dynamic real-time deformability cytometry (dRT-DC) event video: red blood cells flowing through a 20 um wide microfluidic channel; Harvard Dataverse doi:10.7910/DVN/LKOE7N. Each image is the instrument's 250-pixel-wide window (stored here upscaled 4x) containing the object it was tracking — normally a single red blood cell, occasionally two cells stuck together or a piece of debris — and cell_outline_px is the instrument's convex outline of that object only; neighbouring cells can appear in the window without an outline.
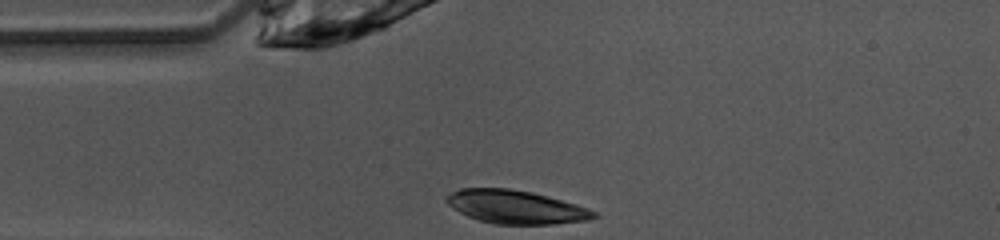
{"species": "common noctule bat (a hibernating species)", "species_latin": "Nyctalus noctula", "temperature_condition": "warm", "stored_images_in_passage": 38, "camera_frame_rate_fps": 3000, "um_per_image_px": 0.085, "animal": {"sex": "female", "body_mass_g": 10.0, "forearm_length_mm": 53.1}, "frame": {"image": 1, "passage_image": 1, "time_ms": 0.0, "image_size_px": [1000, 240], "cell_outline_px": [[600, 216], [588, 220], [552, 224], [496, 224], [480, 220], [468, 216], [452, 208], [444, 200], [444, 196], [460, 188], [508, 188], [532, 192], [548, 196], [576, 204], [588, 208], [596, 212]], "centroid_in_image_um": [43.84, 17.58], "position_along_channel_um": 41.2, "area_um2": 28.73}}
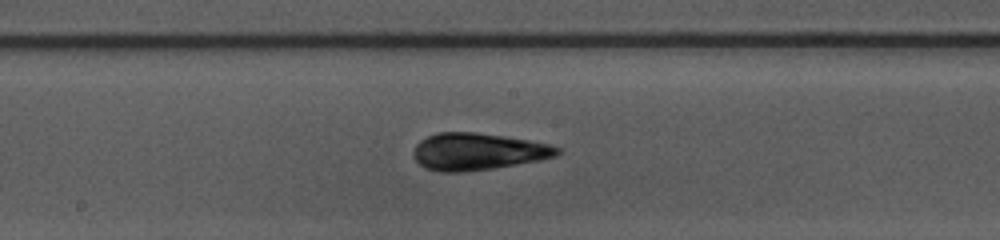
{"frame": {"image": 2, "passage_image": 14, "time_ms": 4.333, "image_size_px": [1000, 240], "cell_outline_px": [[560, 152], [556, 156], [540, 160], [492, 168], [460, 172], [440, 172], [424, 168], [416, 160], [412, 152], [416, 144], [420, 140], [436, 132], [476, 132], [504, 136], [528, 140], [548, 144], [560, 148]], "centroid_in_image_um": [40.58, 12.88], "position_along_channel_um": 207.6, "area_um2": 30.92}}
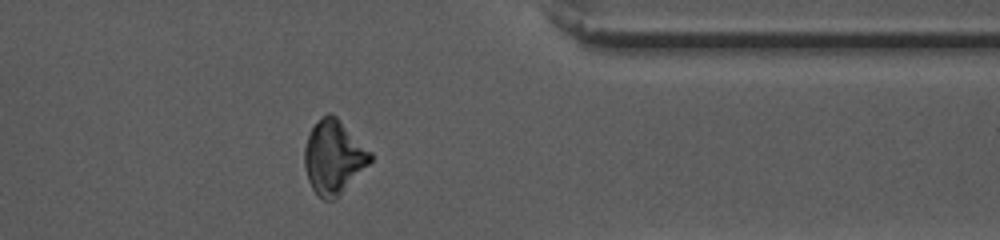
{"frame": {"image": 3, "passage_image": 28, "time_ms": 9.0, "image_size_px": [1000, 240], "cell_outline_px": [[372, 160], [336, 200], [324, 200], [312, 188], [308, 180], [304, 164], [304, 148], [308, 136], [312, 128], [328, 112], [332, 112], [372, 152]], "centroid_in_image_um": [28.37, 13.37], "position_along_channel_um": 383.0, "area_um2": 28.09}, "authors_computed_cell_mechanics": {"area_um2": 29.6803, "velocity_mm_per_s": 4.0966, "shape_relaxation_time_tau1_ms": 3.5154, "shape_relaxation_time_tau2_ms": 2.2353, "deformation_change_tau1": 0.145, "deformation_change_tau2": 0.0294}}